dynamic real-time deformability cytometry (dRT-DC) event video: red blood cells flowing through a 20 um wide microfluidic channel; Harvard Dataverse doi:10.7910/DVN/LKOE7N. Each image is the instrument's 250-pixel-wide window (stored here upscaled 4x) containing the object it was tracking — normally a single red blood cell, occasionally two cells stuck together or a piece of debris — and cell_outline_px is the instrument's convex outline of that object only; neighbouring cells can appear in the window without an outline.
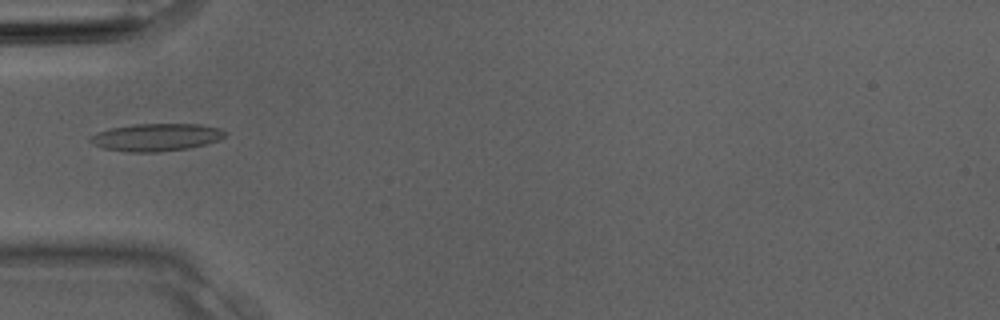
{"species": "Egyptian fruit bat (a non-hibernating species)", "species_latin": "Rousettus aegyptiacus", "temperature_condition": "room temperature", "stored_images_in_passage": 4, "camera_frame_rate_fps": 3000, "um_per_image_px": 0.085, "animal": {"sex": "male"}, "frame": {"image": 1, "passage_image": 4, "time_ms": 1.0, "image_size_px": [1000, 320], "cell_outline_px": [[228, 132], [224, 136], [216, 140], [204, 144], [188, 148], [160, 152], [128, 152], [104, 148], [92, 144], [88, 140], [88, 136], [96, 132], [112, 128], [132, 124], [200, 124], [220, 128]], "centroid_in_image_um": [13.23, 11.66], "position_along_channel_um": 71.8, "area_um2": 21.68}}